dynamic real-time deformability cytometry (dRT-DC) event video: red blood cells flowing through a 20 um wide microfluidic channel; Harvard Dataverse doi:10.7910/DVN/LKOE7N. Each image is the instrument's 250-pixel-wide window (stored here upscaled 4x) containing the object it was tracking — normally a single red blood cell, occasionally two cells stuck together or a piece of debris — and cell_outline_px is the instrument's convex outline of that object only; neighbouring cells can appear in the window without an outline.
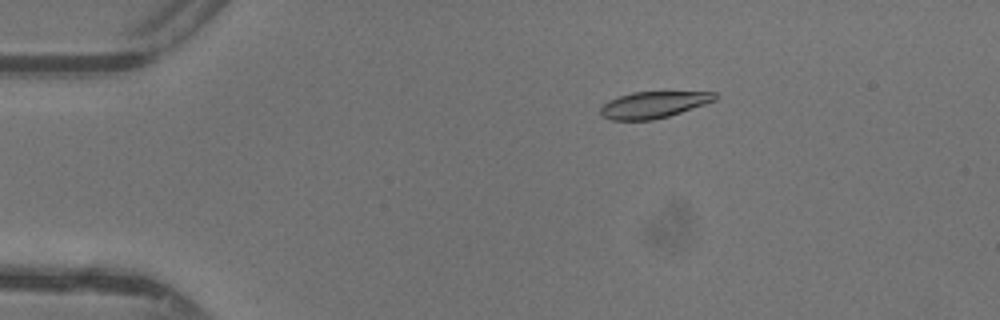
{"species": "common noctule bat (a hibernating species)", "species_latin": "Nyctalus noctula", "temperature_condition": "warm", "stored_images_in_passage": 26, "camera_frame_rate_fps": 3000, "um_per_image_px": 0.085, "animal": {"sex": "female"}, "frame": {"image": 1, "passage_image": 9, "time_ms": 2.667, "image_size_px": [1000, 320], "cell_outline_px": [[720, 96], [716, 100], [668, 116], [652, 120], [608, 120], [600, 112], [600, 108], [608, 100], [632, 92], [716, 92]], "centroid_in_image_um": [55.55, 8.9], "position_along_channel_um": 29.4, "area_um2": 17.57}}
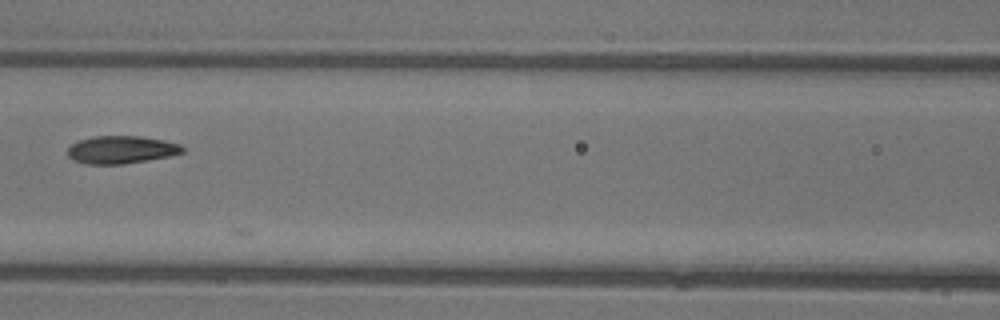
{"frame": {"image": 2, "passage_image": 22, "time_ms": 7.0, "image_size_px": [1000, 320], "cell_outline_px": [[184, 152], [168, 156], [148, 160], [124, 164], [84, 164], [72, 160], [68, 156], [68, 148], [72, 144], [80, 140], [92, 136], [140, 136], [164, 140], [180, 144], [184, 148]], "centroid_in_image_um": [10.29, 12.73], "position_along_channel_um": 156.3, "area_um2": 18.61}}
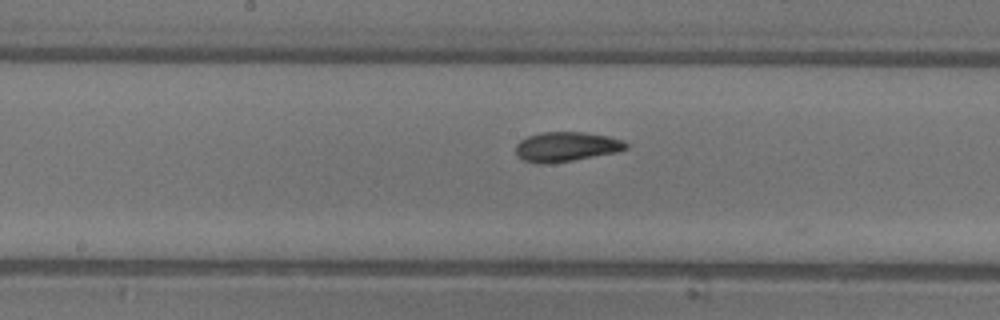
{"frame": {"image": 3, "passage_image": 25, "time_ms": 8.0, "image_size_px": [1000, 320], "cell_outline_px": [[628, 148], [616, 152], [572, 160], [548, 164], [540, 164], [524, 160], [516, 156], [516, 144], [520, 140], [528, 136], [540, 132], [584, 132], [608, 136], [620, 140], [628, 144]], "centroid_in_image_um": [48.09, 12.47], "position_along_channel_um": 200.1, "area_um2": 18.96}}